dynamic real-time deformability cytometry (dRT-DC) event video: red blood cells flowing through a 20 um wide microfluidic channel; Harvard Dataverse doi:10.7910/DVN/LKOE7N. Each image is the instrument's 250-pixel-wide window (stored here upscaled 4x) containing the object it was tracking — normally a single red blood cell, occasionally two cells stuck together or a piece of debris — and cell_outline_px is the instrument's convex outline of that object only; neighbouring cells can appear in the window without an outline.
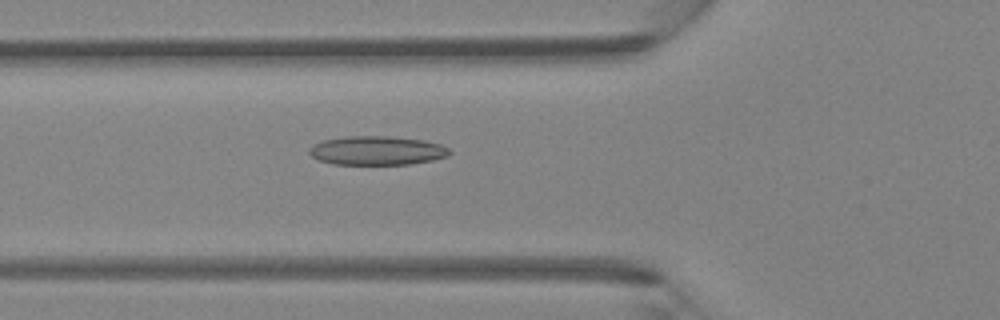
{"species": "Egyptian fruit bat (a non-hibernating species)", "species_latin": "Rousettus aegyptiacus", "temperature_condition": "room temperature", "stored_images_in_passage": 46, "camera_frame_rate_fps": 3000, "um_per_image_px": 0.085, "animal": {"sex": "female"}, "frame": {"image": 1, "passage_image": 17, "time_ms": 5.333, "image_size_px": [1000, 320], "cell_outline_px": [[452, 152], [448, 156], [432, 160], [408, 164], [332, 164], [320, 160], [312, 156], [308, 152], [308, 148], [312, 144], [324, 140], [344, 136], [388, 136], [424, 140], [440, 144], [448, 148]], "centroid_in_image_um": [32.02, 12.79], "position_along_channel_um": 93.8, "area_um2": 23.7}}
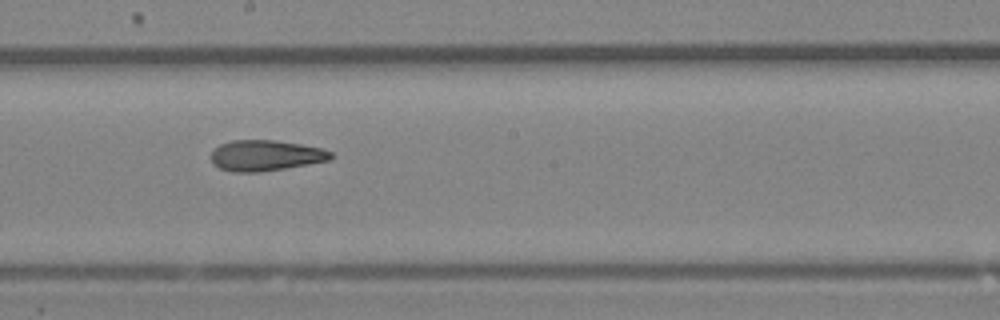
{"frame": {"image": 2, "passage_image": 26, "time_ms": 8.333, "image_size_px": [1000, 320], "cell_outline_px": [[332, 156], [328, 160], [308, 164], [260, 172], [232, 172], [220, 168], [212, 164], [212, 152], [220, 144], [232, 140], [276, 140], [300, 144], [320, 148], [332, 152]], "centroid_in_image_um": [22.54, 13.22], "position_along_channel_um": 225.7, "area_um2": 21.27}}
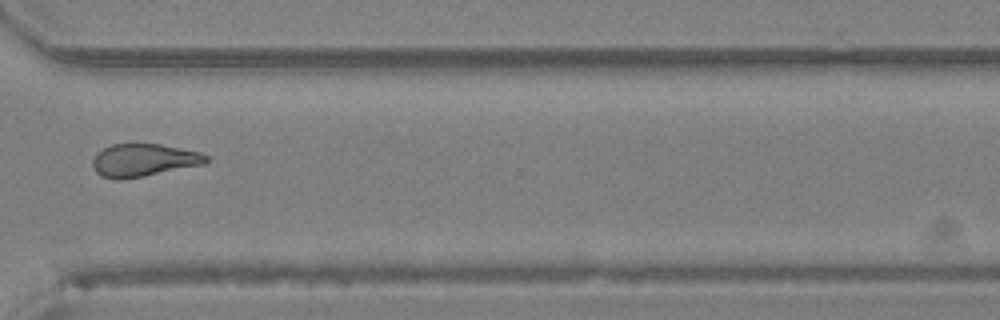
{"frame": {"image": 3, "passage_image": 35, "time_ms": 11.333, "image_size_px": [1000, 320], "cell_outline_px": [[208, 160], [204, 164], [144, 176], [120, 180], [112, 180], [100, 176], [96, 172], [92, 164], [92, 160], [96, 152], [112, 144], [160, 144], [200, 152], [208, 156]], "centroid_in_image_um": [12.16, 13.62], "position_along_channel_um": 358.4, "area_um2": 21.73}}